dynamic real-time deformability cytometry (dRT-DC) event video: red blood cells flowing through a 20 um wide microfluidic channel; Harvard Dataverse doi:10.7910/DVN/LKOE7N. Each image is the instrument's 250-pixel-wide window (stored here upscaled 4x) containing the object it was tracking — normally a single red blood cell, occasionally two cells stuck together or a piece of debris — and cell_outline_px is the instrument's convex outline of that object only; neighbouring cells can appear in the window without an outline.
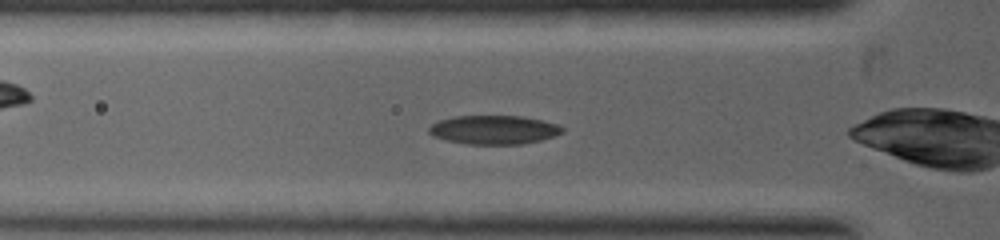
{"species": "common noctule bat (a hibernating species)", "species_latin": "Nyctalus noctula", "temperature_condition": "warm", "stored_images_in_passage": 40, "camera_frame_rate_fps": 5000, "um_per_image_px": 0.085, "animal": {"sex": "female", "body_mass_g": 19.0, "forearm_length_mm": 53.3}, "frame": {"image": 1, "passage_image": 4, "time_ms": 0.6, "image_size_px": [1000, 240], "cell_outline_px": [[564, 132], [540, 140], [520, 144], [468, 144], [448, 140], [436, 136], [428, 132], [428, 128], [432, 124], [440, 120], [456, 116], [520, 116], [540, 120], [556, 124], [564, 128]], "centroid_in_image_um": [41.98, 11.03], "position_along_channel_um": 83.8, "area_um2": 22.02}}
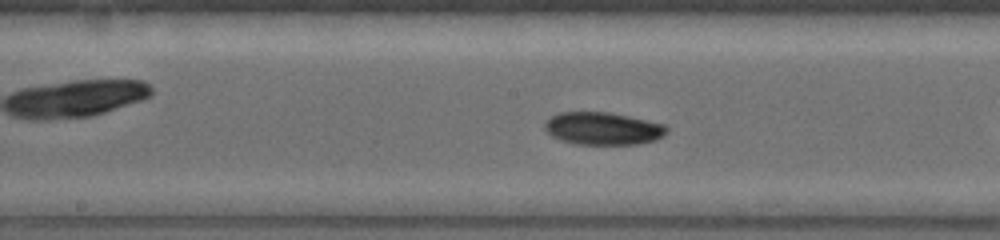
{"frame": {"image": 2, "passage_image": 14, "time_ms": 2.2, "image_size_px": [1000, 240], "cell_outline_px": [[668, 132], [664, 136], [656, 140], [640, 144], [576, 144], [560, 140], [552, 136], [544, 128], [544, 124], [552, 116], [560, 112], [608, 112], [628, 116], [664, 124], [668, 128]], "centroid_in_image_um": [51.27, 10.93], "position_along_channel_um": 196.9, "area_um2": 23.18}}
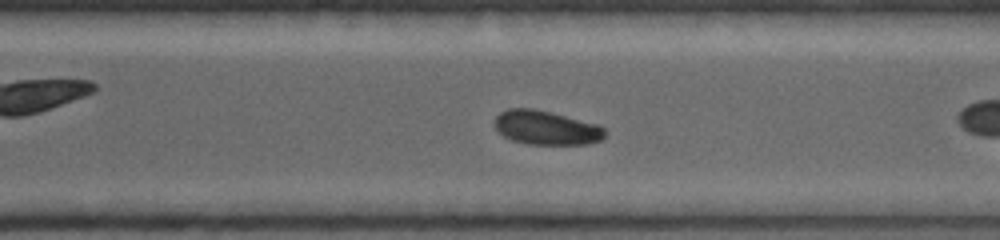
{"frame": {"image": 3, "passage_image": 25, "time_ms": 4.0, "image_size_px": [1000, 240], "cell_outline_px": [[604, 136], [600, 140], [588, 144], [528, 144], [512, 140], [504, 136], [496, 128], [496, 116], [500, 112], [508, 108], [532, 108], [552, 112], [600, 124], [604, 128]], "centroid_in_image_um": [46.45, 10.84], "position_along_channel_um": 324.2, "area_um2": 21.91}}